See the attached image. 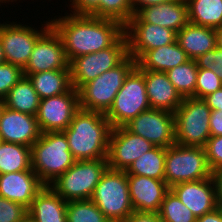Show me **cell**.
Returning <instances> with one entry per match:
<instances>
[{
  "label": "cell",
  "mask_w": 222,
  "mask_h": 222,
  "mask_svg": "<svg viewBox=\"0 0 222 222\" xmlns=\"http://www.w3.org/2000/svg\"><path fill=\"white\" fill-rule=\"evenodd\" d=\"M155 146L124 126L112 128L109 136L107 162L109 169L126 171L143 153Z\"/></svg>",
  "instance_id": "cell-15"
},
{
  "label": "cell",
  "mask_w": 222,
  "mask_h": 222,
  "mask_svg": "<svg viewBox=\"0 0 222 222\" xmlns=\"http://www.w3.org/2000/svg\"><path fill=\"white\" fill-rule=\"evenodd\" d=\"M194 216L200 217L218 208L213 178L181 182L170 188Z\"/></svg>",
  "instance_id": "cell-17"
},
{
  "label": "cell",
  "mask_w": 222,
  "mask_h": 222,
  "mask_svg": "<svg viewBox=\"0 0 222 222\" xmlns=\"http://www.w3.org/2000/svg\"><path fill=\"white\" fill-rule=\"evenodd\" d=\"M129 22H145L159 25L178 33L189 23L187 1L174 0L142 8L132 16Z\"/></svg>",
  "instance_id": "cell-19"
},
{
  "label": "cell",
  "mask_w": 222,
  "mask_h": 222,
  "mask_svg": "<svg viewBox=\"0 0 222 222\" xmlns=\"http://www.w3.org/2000/svg\"><path fill=\"white\" fill-rule=\"evenodd\" d=\"M212 110L202 98H183L174 112L175 142L182 146L205 147L211 137L209 120Z\"/></svg>",
  "instance_id": "cell-7"
},
{
  "label": "cell",
  "mask_w": 222,
  "mask_h": 222,
  "mask_svg": "<svg viewBox=\"0 0 222 222\" xmlns=\"http://www.w3.org/2000/svg\"><path fill=\"white\" fill-rule=\"evenodd\" d=\"M111 125L104 113L79 109L63 131L77 160L107 159Z\"/></svg>",
  "instance_id": "cell-2"
},
{
  "label": "cell",
  "mask_w": 222,
  "mask_h": 222,
  "mask_svg": "<svg viewBox=\"0 0 222 222\" xmlns=\"http://www.w3.org/2000/svg\"><path fill=\"white\" fill-rule=\"evenodd\" d=\"M32 169L31 147L21 144L0 143V175Z\"/></svg>",
  "instance_id": "cell-29"
},
{
  "label": "cell",
  "mask_w": 222,
  "mask_h": 222,
  "mask_svg": "<svg viewBox=\"0 0 222 222\" xmlns=\"http://www.w3.org/2000/svg\"><path fill=\"white\" fill-rule=\"evenodd\" d=\"M27 213L23 205L0 196V222H19Z\"/></svg>",
  "instance_id": "cell-37"
},
{
  "label": "cell",
  "mask_w": 222,
  "mask_h": 222,
  "mask_svg": "<svg viewBox=\"0 0 222 222\" xmlns=\"http://www.w3.org/2000/svg\"><path fill=\"white\" fill-rule=\"evenodd\" d=\"M44 187L32 169L0 175V196L27 209Z\"/></svg>",
  "instance_id": "cell-21"
},
{
  "label": "cell",
  "mask_w": 222,
  "mask_h": 222,
  "mask_svg": "<svg viewBox=\"0 0 222 222\" xmlns=\"http://www.w3.org/2000/svg\"><path fill=\"white\" fill-rule=\"evenodd\" d=\"M189 57L177 41L145 52L137 61L140 70L167 72L169 69L187 62Z\"/></svg>",
  "instance_id": "cell-25"
},
{
  "label": "cell",
  "mask_w": 222,
  "mask_h": 222,
  "mask_svg": "<svg viewBox=\"0 0 222 222\" xmlns=\"http://www.w3.org/2000/svg\"><path fill=\"white\" fill-rule=\"evenodd\" d=\"M124 222H162L159 214L154 212L133 211Z\"/></svg>",
  "instance_id": "cell-41"
},
{
  "label": "cell",
  "mask_w": 222,
  "mask_h": 222,
  "mask_svg": "<svg viewBox=\"0 0 222 222\" xmlns=\"http://www.w3.org/2000/svg\"><path fill=\"white\" fill-rule=\"evenodd\" d=\"M64 15L51 18L50 23L61 37L69 62L107 49L124 34V26L116 20L67 12Z\"/></svg>",
  "instance_id": "cell-1"
},
{
  "label": "cell",
  "mask_w": 222,
  "mask_h": 222,
  "mask_svg": "<svg viewBox=\"0 0 222 222\" xmlns=\"http://www.w3.org/2000/svg\"><path fill=\"white\" fill-rule=\"evenodd\" d=\"M212 177L203 147L182 146L177 143L166 148L164 181L171 188L181 182Z\"/></svg>",
  "instance_id": "cell-8"
},
{
  "label": "cell",
  "mask_w": 222,
  "mask_h": 222,
  "mask_svg": "<svg viewBox=\"0 0 222 222\" xmlns=\"http://www.w3.org/2000/svg\"><path fill=\"white\" fill-rule=\"evenodd\" d=\"M108 168L107 159L77 160L49 187L66 202L91 199L96 185Z\"/></svg>",
  "instance_id": "cell-6"
},
{
  "label": "cell",
  "mask_w": 222,
  "mask_h": 222,
  "mask_svg": "<svg viewBox=\"0 0 222 222\" xmlns=\"http://www.w3.org/2000/svg\"><path fill=\"white\" fill-rule=\"evenodd\" d=\"M176 41L189 59L196 60L200 55L217 46L216 29L189 22L176 33Z\"/></svg>",
  "instance_id": "cell-23"
},
{
  "label": "cell",
  "mask_w": 222,
  "mask_h": 222,
  "mask_svg": "<svg viewBox=\"0 0 222 222\" xmlns=\"http://www.w3.org/2000/svg\"><path fill=\"white\" fill-rule=\"evenodd\" d=\"M222 88V81L212 69L198 68L195 98H204Z\"/></svg>",
  "instance_id": "cell-35"
},
{
  "label": "cell",
  "mask_w": 222,
  "mask_h": 222,
  "mask_svg": "<svg viewBox=\"0 0 222 222\" xmlns=\"http://www.w3.org/2000/svg\"><path fill=\"white\" fill-rule=\"evenodd\" d=\"M198 67L195 60H188L184 64L169 69L166 73L169 81L183 98L195 97Z\"/></svg>",
  "instance_id": "cell-31"
},
{
  "label": "cell",
  "mask_w": 222,
  "mask_h": 222,
  "mask_svg": "<svg viewBox=\"0 0 222 222\" xmlns=\"http://www.w3.org/2000/svg\"><path fill=\"white\" fill-rule=\"evenodd\" d=\"M32 170L49 186L76 161L63 131L41 133L31 147Z\"/></svg>",
  "instance_id": "cell-3"
},
{
  "label": "cell",
  "mask_w": 222,
  "mask_h": 222,
  "mask_svg": "<svg viewBox=\"0 0 222 222\" xmlns=\"http://www.w3.org/2000/svg\"><path fill=\"white\" fill-rule=\"evenodd\" d=\"M196 222H222V212L219 208H216L210 213L197 217Z\"/></svg>",
  "instance_id": "cell-46"
},
{
  "label": "cell",
  "mask_w": 222,
  "mask_h": 222,
  "mask_svg": "<svg viewBox=\"0 0 222 222\" xmlns=\"http://www.w3.org/2000/svg\"><path fill=\"white\" fill-rule=\"evenodd\" d=\"M132 16L130 0H100L99 18L116 20L125 26Z\"/></svg>",
  "instance_id": "cell-34"
},
{
  "label": "cell",
  "mask_w": 222,
  "mask_h": 222,
  "mask_svg": "<svg viewBox=\"0 0 222 222\" xmlns=\"http://www.w3.org/2000/svg\"><path fill=\"white\" fill-rule=\"evenodd\" d=\"M6 22L0 23V41L6 63L24 69L38 38L51 26L50 20L43 22V24L41 22L40 30L35 26L32 27V24L29 26L21 22L17 23V21Z\"/></svg>",
  "instance_id": "cell-11"
},
{
  "label": "cell",
  "mask_w": 222,
  "mask_h": 222,
  "mask_svg": "<svg viewBox=\"0 0 222 222\" xmlns=\"http://www.w3.org/2000/svg\"><path fill=\"white\" fill-rule=\"evenodd\" d=\"M91 200L111 222H124L134 211L126 171L107 169Z\"/></svg>",
  "instance_id": "cell-5"
},
{
  "label": "cell",
  "mask_w": 222,
  "mask_h": 222,
  "mask_svg": "<svg viewBox=\"0 0 222 222\" xmlns=\"http://www.w3.org/2000/svg\"><path fill=\"white\" fill-rule=\"evenodd\" d=\"M24 76L23 69L11 63L0 64V97L5 98L11 88Z\"/></svg>",
  "instance_id": "cell-36"
},
{
  "label": "cell",
  "mask_w": 222,
  "mask_h": 222,
  "mask_svg": "<svg viewBox=\"0 0 222 222\" xmlns=\"http://www.w3.org/2000/svg\"><path fill=\"white\" fill-rule=\"evenodd\" d=\"M79 109V93L73 87L64 94L41 99L36 115L41 133L65 131Z\"/></svg>",
  "instance_id": "cell-13"
},
{
  "label": "cell",
  "mask_w": 222,
  "mask_h": 222,
  "mask_svg": "<svg viewBox=\"0 0 222 222\" xmlns=\"http://www.w3.org/2000/svg\"><path fill=\"white\" fill-rule=\"evenodd\" d=\"M100 0H70L68 9L70 13L77 15H92L99 18Z\"/></svg>",
  "instance_id": "cell-40"
},
{
  "label": "cell",
  "mask_w": 222,
  "mask_h": 222,
  "mask_svg": "<svg viewBox=\"0 0 222 222\" xmlns=\"http://www.w3.org/2000/svg\"><path fill=\"white\" fill-rule=\"evenodd\" d=\"M67 222H111L91 200L67 202Z\"/></svg>",
  "instance_id": "cell-32"
},
{
  "label": "cell",
  "mask_w": 222,
  "mask_h": 222,
  "mask_svg": "<svg viewBox=\"0 0 222 222\" xmlns=\"http://www.w3.org/2000/svg\"><path fill=\"white\" fill-rule=\"evenodd\" d=\"M144 73L136 66L126 77L105 114L112 128L122 127L137 115L150 109Z\"/></svg>",
  "instance_id": "cell-9"
},
{
  "label": "cell",
  "mask_w": 222,
  "mask_h": 222,
  "mask_svg": "<svg viewBox=\"0 0 222 222\" xmlns=\"http://www.w3.org/2000/svg\"><path fill=\"white\" fill-rule=\"evenodd\" d=\"M166 148L155 146L143 153L126 170L127 175H139L157 180H164Z\"/></svg>",
  "instance_id": "cell-30"
},
{
  "label": "cell",
  "mask_w": 222,
  "mask_h": 222,
  "mask_svg": "<svg viewBox=\"0 0 222 222\" xmlns=\"http://www.w3.org/2000/svg\"><path fill=\"white\" fill-rule=\"evenodd\" d=\"M70 69L60 35L50 26L37 40L30 59L23 69L24 76L43 71Z\"/></svg>",
  "instance_id": "cell-14"
},
{
  "label": "cell",
  "mask_w": 222,
  "mask_h": 222,
  "mask_svg": "<svg viewBox=\"0 0 222 222\" xmlns=\"http://www.w3.org/2000/svg\"><path fill=\"white\" fill-rule=\"evenodd\" d=\"M133 10V15H135L140 9L146 8L152 5L168 3L174 0H130Z\"/></svg>",
  "instance_id": "cell-44"
},
{
  "label": "cell",
  "mask_w": 222,
  "mask_h": 222,
  "mask_svg": "<svg viewBox=\"0 0 222 222\" xmlns=\"http://www.w3.org/2000/svg\"><path fill=\"white\" fill-rule=\"evenodd\" d=\"M124 127L154 146L167 148L175 144L174 113L150 108L130 120Z\"/></svg>",
  "instance_id": "cell-12"
},
{
  "label": "cell",
  "mask_w": 222,
  "mask_h": 222,
  "mask_svg": "<svg viewBox=\"0 0 222 222\" xmlns=\"http://www.w3.org/2000/svg\"><path fill=\"white\" fill-rule=\"evenodd\" d=\"M40 135L36 116L4 108L0 118V137L3 142L32 147Z\"/></svg>",
  "instance_id": "cell-18"
},
{
  "label": "cell",
  "mask_w": 222,
  "mask_h": 222,
  "mask_svg": "<svg viewBox=\"0 0 222 222\" xmlns=\"http://www.w3.org/2000/svg\"><path fill=\"white\" fill-rule=\"evenodd\" d=\"M128 56V40L124 33L112 46L76 57L69 62L72 87L77 91L105 71L120 64Z\"/></svg>",
  "instance_id": "cell-10"
},
{
  "label": "cell",
  "mask_w": 222,
  "mask_h": 222,
  "mask_svg": "<svg viewBox=\"0 0 222 222\" xmlns=\"http://www.w3.org/2000/svg\"><path fill=\"white\" fill-rule=\"evenodd\" d=\"M218 208L221 210L222 212V204H218Z\"/></svg>",
  "instance_id": "cell-52"
},
{
  "label": "cell",
  "mask_w": 222,
  "mask_h": 222,
  "mask_svg": "<svg viewBox=\"0 0 222 222\" xmlns=\"http://www.w3.org/2000/svg\"><path fill=\"white\" fill-rule=\"evenodd\" d=\"M124 33L128 40V55L136 61L145 52L176 41V32L172 29L145 22H128Z\"/></svg>",
  "instance_id": "cell-16"
},
{
  "label": "cell",
  "mask_w": 222,
  "mask_h": 222,
  "mask_svg": "<svg viewBox=\"0 0 222 222\" xmlns=\"http://www.w3.org/2000/svg\"><path fill=\"white\" fill-rule=\"evenodd\" d=\"M129 193L134 211L158 213L170 187L164 180L127 175Z\"/></svg>",
  "instance_id": "cell-20"
},
{
  "label": "cell",
  "mask_w": 222,
  "mask_h": 222,
  "mask_svg": "<svg viewBox=\"0 0 222 222\" xmlns=\"http://www.w3.org/2000/svg\"><path fill=\"white\" fill-rule=\"evenodd\" d=\"M217 47L222 49V26L216 28Z\"/></svg>",
  "instance_id": "cell-47"
},
{
  "label": "cell",
  "mask_w": 222,
  "mask_h": 222,
  "mask_svg": "<svg viewBox=\"0 0 222 222\" xmlns=\"http://www.w3.org/2000/svg\"><path fill=\"white\" fill-rule=\"evenodd\" d=\"M136 67V60L128 55L120 64L105 71L79 90V108L106 114L126 77Z\"/></svg>",
  "instance_id": "cell-4"
},
{
  "label": "cell",
  "mask_w": 222,
  "mask_h": 222,
  "mask_svg": "<svg viewBox=\"0 0 222 222\" xmlns=\"http://www.w3.org/2000/svg\"><path fill=\"white\" fill-rule=\"evenodd\" d=\"M19 222H36L28 213Z\"/></svg>",
  "instance_id": "cell-48"
},
{
  "label": "cell",
  "mask_w": 222,
  "mask_h": 222,
  "mask_svg": "<svg viewBox=\"0 0 222 222\" xmlns=\"http://www.w3.org/2000/svg\"><path fill=\"white\" fill-rule=\"evenodd\" d=\"M5 62H6V60H5V57H4V52H3L2 44H1V41H0V64H3Z\"/></svg>",
  "instance_id": "cell-49"
},
{
  "label": "cell",
  "mask_w": 222,
  "mask_h": 222,
  "mask_svg": "<svg viewBox=\"0 0 222 222\" xmlns=\"http://www.w3.org/2000/svg\"><path fill=\"white\" fill-rule=\"evenodd\" d=\"M67 202L51 187L45 186L27 209L36 222H67Z\"/></svg>",
  "instance_id": "cell-24"
},
{
  "label": "cell",
  "mask_w": 222,
  "mask_h": 222,
  "mask_svg": "<svg viewBox=\"0 0 222 222\" xmlns=\"http://www.w3.org/2000/svg\"><path fill=\"white\" fill-rule=\"evenodd\" d=\"M212 178L216 188L217 204H222V169L213 171Z\"/></svg>",
  "instance_id": "cell-45"
},
{
  "label": "cell",
  "mask_w": 222,
  "mask_h": 222,
  "mask_svg": "<svg viewBox=\"0 0 222 222\" xmlns=\"http://www.w3.org/2000/svg\"><path fill=\"white\" fill-rule=\"evenodd\" d=\"M141 71L144 73L150 107L174 113L181 105L183 97L169 81L167 73L151 70Z\"/></svg>",
  "instance_id": "cell-22"
},
{
  "label": "cell",
  "mask_w": 222,
  "mask_h": 222,
  "mask_svg": "<svg viewBox=\"0 0 222 222\" xmlns=\"http://www.w3.org/2000/svg\"><path fill=\"white\" fill-rule=\"evenodd\" d=\"M209 126L211 136H222V109L211 112Z\"/></svg>",
  "instance_id": "cell-42"
},
{
  "label": "cell",
  "mask_w": 222,
  "mask_h": 222,
  "mask_svg": "<svg viewBox=\"0 0 222 222\" xmlns=\"http://www.w3.org/2000/svg\"><path fill=\"white\" fill-rule=\"evenodd\" d=\"M204 149L211 171L222 169V136H211Z\"/></svg>",
  "instance_id": "cell-38"
},
{
  "label": "cell",
  "mask_w": 222,
  "mask_h": 222,
  "mask_svg": "<svg viewBox=\"0 0 222 222\" xmlns=\"http://www.w3.org/2000/svg\"><path fill=\"white\" fill-rule=\"evenodd\" d=\"M198 68L212 69L222 81V49L215 47L213 50L200 55L196 60Z\"/></svg>",
  "instance_id": "cell-39"
},
{
  "label": "cell",
  "mask_w": 222,
  "mask_h": 222,
  "mask_svg": "<svg viewBox=\"0 0 222 222\" xmlns=\"http://www.w3.org/2000/svg\"><path fill=\"white\" fill-rule=\"evenodd\" d=\"M158 214L162 222H196L194 214L171 189L166 193Z\"/></svg>",
  "instance_id": "cell-33"
},
{
  "label": "cell",
  "mask_w": 222,
  "mask_h": 222,
  "mask_svg": "<svg viewBox=\"0 0 222 222\" xmlns=\"http://www.w3.org/2000/svg\"><path fill=\"white\" fill-rule=\"evenodd\" d=\"M5 106L11 110L36 116L39 109L40 97L36 93L32 82L23 76L4 98Z\"/></svg>",
  "instance_id": "cell-27"
},
{
  "label": "cell",
  "mask_w": 222,
  "mask_h": 222,
  "mask_svg": "<svg viewBox=\"0 0 222 222\" xmlns=\"http://www.w3.org/2000/svg\"><path fill=\"white\" fill-rule=\"evenodd\" d=\"M5 107V99L0 97V118Z\"/></svg>",
  "instance_id": "cell-50"
},
{
  "label": "cell",
  "mask_w": 222,
  "mask_h": 222,
  "mask_svg": "<svg viewBox=\"0 0 222 222\" xmlns=\"http://www.w3.org/2000/svg\"><path fill=\"white\" fill-rule=\"evenodd\" d=\"M189 22L198 26H222V0H186Z\"/></svg>",
  "instance_id": "cell-28"
},
{
  "label": "cell",
  "mask_w": 222,
  "mask_h": 222,
  "mask_svg": "<svg viewBox=\"0 0 222 222\" xmlns=\"http://www.w3.org/2000/svg\"><path fill=\"white\" fill-rule=\"evenodd\" d=\"M205 103L212 111H219L222 109V88L216 90L214 93L203 98Z\"/></svg>",
  "instance_id": "cell-43"
},
{
  "label": "cell",
  "mask_w": 222,
  "mask_h": 222,
  "mask_svg": "<svg viewBox=\"0 0 222 222\" xmlns=\"http://www.w3.org/2000/svg\"><path fill=\"white\" fill-rule=\"evenodd\" d=\"M40 99L58 96L72 88L70 69H59L27 76Z\"/></svg>",
  "instance_id": "cell-26"
},
{
  "label": "cell",
  "mask_w": 222,
  "mask_h": 222,
  "mask_svg": "<svg viewBox=\"0 0 222 222\" xmlns=\"http://www.w3.org/2000/svg\"><path fill=\"white\" fill-rule=\"evenodd\" d=\"M13 1L16 2L17 0H0V6L2 5L1 3H4V5H5V3H8V4H9V2L13 3Z\"/></svg>",
  "instance_id": "cell-51"
}]
</instances>
